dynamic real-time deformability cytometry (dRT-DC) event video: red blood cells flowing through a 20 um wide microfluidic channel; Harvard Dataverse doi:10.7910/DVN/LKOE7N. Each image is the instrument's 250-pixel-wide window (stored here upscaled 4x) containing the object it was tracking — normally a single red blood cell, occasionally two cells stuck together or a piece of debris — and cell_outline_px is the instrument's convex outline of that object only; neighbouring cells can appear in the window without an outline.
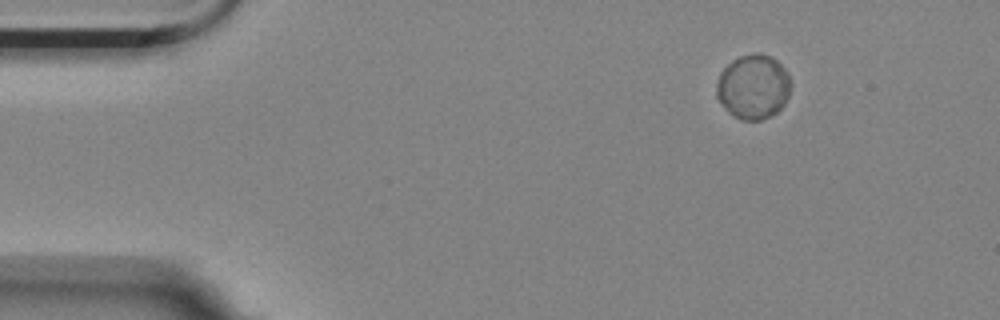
{"species": "Egyptian fruit bat (a non-hibernating species)", "species_latin": "Rousettus aegyptiacus", "temperature_condition": "room temperature", "stored_images_in_passage": 8, "camera_frame_rate_fps": 3000, "um_per_image_px": 0.085, "animal": {"sex": "female"}, "frame": {"image": 1, "passage_image": 1, "time_ms": 0.0, "image_size_px": [1000, 320], "cell_outline_px": [[792, 84], [788, 96], [784, 104], [772, 116], [760, 120], [740, 120], [732, 116], [724, 108], [716, 96], [716, 84], [720, 72], [732, 60], [740, 56], [756, 52], [760, 52], [776, 60], [788, 72]], "centroid_in_image_um": [64.02, 7.38], "position_along_channel_um": 21.0, "area_um2": 28.26}}